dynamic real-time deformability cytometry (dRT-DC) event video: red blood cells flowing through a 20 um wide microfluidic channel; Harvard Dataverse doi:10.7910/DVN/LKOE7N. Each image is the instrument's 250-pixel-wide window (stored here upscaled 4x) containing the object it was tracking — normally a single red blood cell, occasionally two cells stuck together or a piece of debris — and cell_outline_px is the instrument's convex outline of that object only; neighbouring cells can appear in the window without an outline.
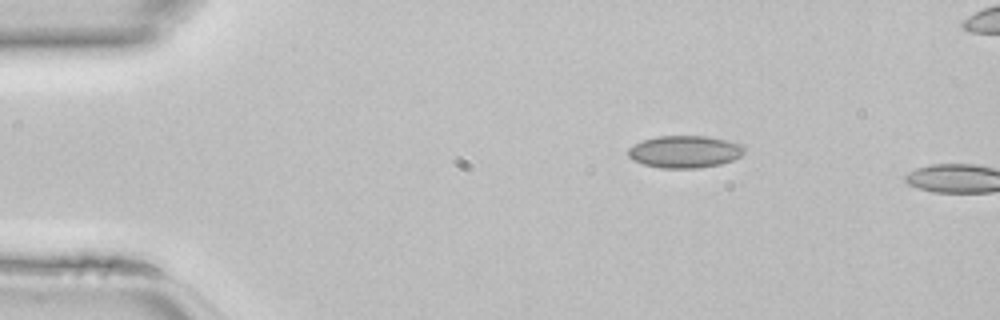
{"species": "common noctule bat (a hibernating species)", "species_latin": "Nyctalus noctula", "temperature_condition": "room temperature", "stored_images_in_passage": 3, "camera_frame_rate_fps": 3000, "um_per_image_px": 0.085, "animal": {"sex": "female", "body_mass_g": 22.7, "forearm_length_mm": 54.2}, "frame": {"image": 1, "passage_image": 1, "time_ms": 0.0, "image_size_px": [1000, 320], "cell_outline_px": [[744, 152], [740, 156], [732, 160], [720, 164], [696, 168], [660, 168], [644, 164], [632, 160], [628, 156], [628, 148], [644, 140], [656, 136], [708, 136], [728, 140], [744, 144]], "centroid_in_image_um": [58.22, 12.89], "position_along_channel_um": 26.8, "area_um2": 21.85}}